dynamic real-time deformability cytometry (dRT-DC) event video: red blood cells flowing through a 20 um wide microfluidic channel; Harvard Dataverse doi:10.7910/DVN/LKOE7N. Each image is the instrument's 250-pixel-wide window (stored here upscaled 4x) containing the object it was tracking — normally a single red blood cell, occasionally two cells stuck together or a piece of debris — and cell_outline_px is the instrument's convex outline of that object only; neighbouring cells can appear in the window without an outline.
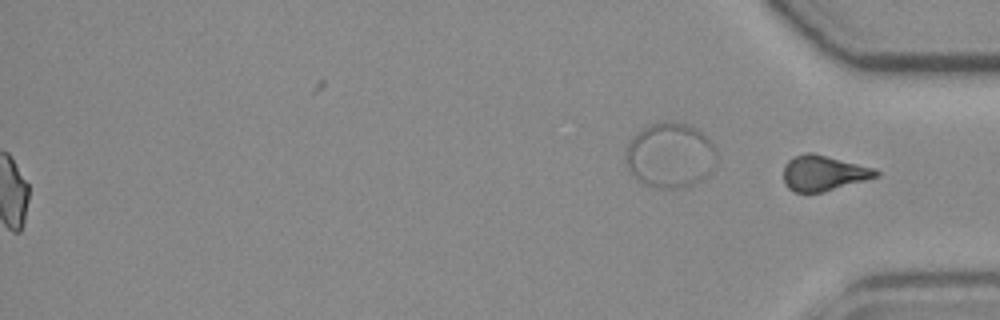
{"species": "common noctule bat (a hibernating species)", "species_latin": "Nyctalus noctula", "temperature_condition": "room temperature", "stored_images_in_passage": 55, "segment_of_instrument_passage": [2, 2], "camera_frame_rate_fps": 3000, "um_per_image_px": 0.085, "animal": {"sex": "female", "body_mass_g": 19.3, "forearm_length_mm": 54.1}, "frame": {"image": 1, "passage_image": 55, "time_ms": 18.0, "image_size_px": [1000, 320], "cell_outline_px": [[880, 176], [824, 192], [796, 192], [788, 188], [784, 184], [784, 164], [788, 160], [796, 156], [808, 152], [812, 152], [876, 168], [880, 172]], "centroid_in_image_um": [70.02, 14.71], "position_along_channel_um": 365.2, "area_um2": 19.19}}